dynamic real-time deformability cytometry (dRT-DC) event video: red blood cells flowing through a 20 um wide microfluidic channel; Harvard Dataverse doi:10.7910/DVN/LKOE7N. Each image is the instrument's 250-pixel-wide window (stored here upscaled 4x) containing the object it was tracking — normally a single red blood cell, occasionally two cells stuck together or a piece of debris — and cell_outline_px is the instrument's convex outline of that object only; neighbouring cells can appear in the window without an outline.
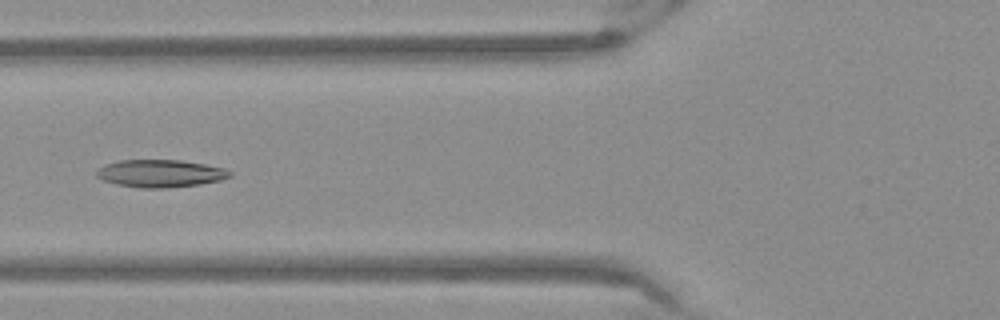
{"species": "Egyptian fruit bat (a non-hibernating species)", "species_latin": "Rousettus aegyptiacus", "temperature_condition": "warm", "stored_images_in_passage": 49, "camera_frame_rate_fps": 3000, "um_per_image_px": 0.085, "frame": {"image": 1, "passage_image": 17, "time_ms": 5.333, "image_size_px": [1000, 320], "cell_outline_px": [[232, 176], [220, 180], [200, 184], [168, 188], [140, 188], [116, 184], [104, 180], [96, 176], [96, 172], [104, 164], [116, 160], [180, 160], [204, 164], [224, 168], [232, 172]], "centroid_in_image_um": [13.62, 14.74], "position_along_channel_um": 112.2, "area_um2": 21.44}}
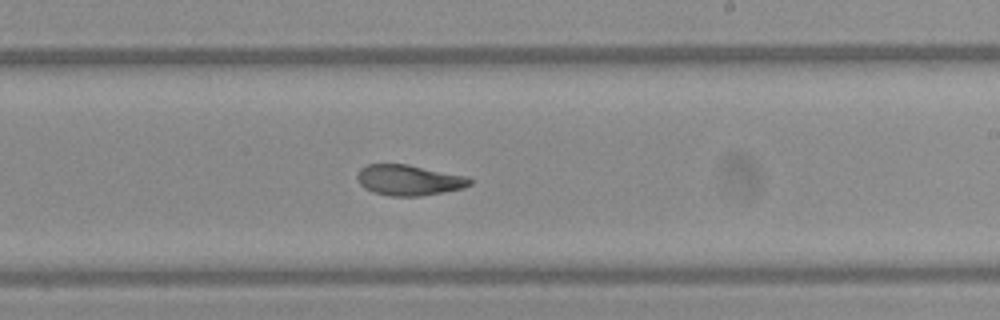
{"frame": {"image": 2, "passage_image": 28, "time_ms": 9.0, "image_size_px": [1000, 320], "cell_outline_px": [[472, 184], [464, 188], [444, 192], [420, 196], [388, 196], [372, 192], [364, 188], [360, 184], [356, 176], [360, 168], [368, 164], [408, 164], [468, 176], [472, 180]], "centroid_in_image_um": [34.77, 15.31], "position_along_channel_um": 254.2, "area_um2": 20.35}}
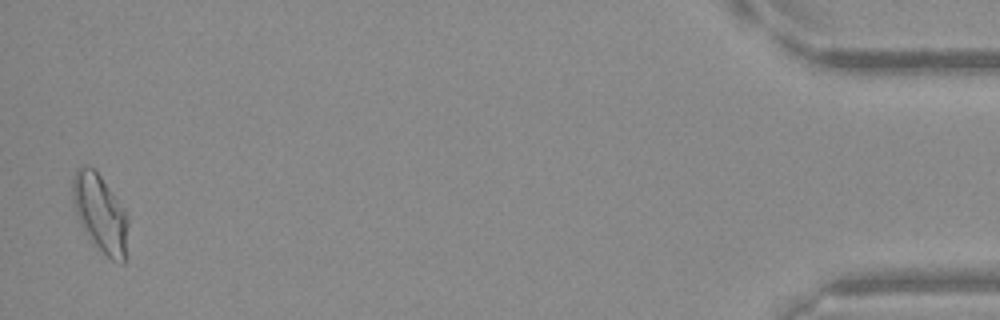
{"frame": {"image": 3, "passage_image": 48, "time_ms": 15.667, "image_size_px": [1000, 320], "cell_outline_px": [[128, 224], [124, 264], [120, 264], [112, 260], [92, 240], [80, 224], [72, 200], [72, 176], [76, 168], [84, 164], [92, 168], [100, 176], [124, 208], [128, 216]], "centroid_in_image_um": [8.51, 18.09], "position_along_channel_um": 426.7, "area_um2": 24.8}}